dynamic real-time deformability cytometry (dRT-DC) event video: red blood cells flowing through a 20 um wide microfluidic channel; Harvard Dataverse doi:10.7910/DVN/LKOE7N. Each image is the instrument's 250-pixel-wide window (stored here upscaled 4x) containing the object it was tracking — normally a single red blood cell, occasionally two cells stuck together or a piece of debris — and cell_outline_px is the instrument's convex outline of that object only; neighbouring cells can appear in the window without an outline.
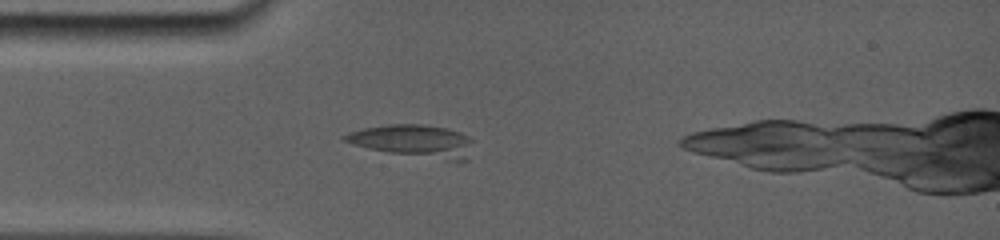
{"species": "common noctule bat (a hibernating species)", "species_latin": "Nyctalus noctula", "temperature_condition": "room temperature", "stored_images_in_passage": 15, "camera_frame_rate_fps": 5000, "um_per_image_px": 0.085, "animal": {"sex": "female", "body_mass_g": 19.0, "forearm_length_mm": 56.7}, "frame": {"image": 1, "passage_image": 11, "time_ms": 3.4, "image_size_px": [1000, 240], "cell_outline_px": [[464, 160], [456, 160], [392, 152], [372, 148], [356, 144], [344, 140], [344, 136], [352, 132], [368, 128], [392, 124], [420, 124], [444, 128], [456, 132], [464, 136]], "centroid_in_image_um": [35.01, 11.94], "position_along_channel_um": 50.0, "area_um2": 21.68}}
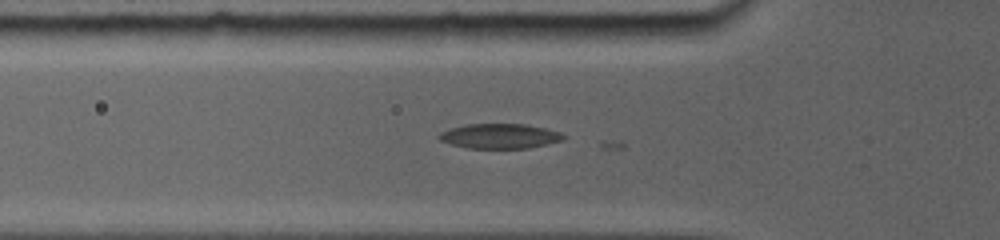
{"frame": {"image": 2, "passage_image": 14, "time_ms": 4.4, "image_size_px": [1000, 240], "cell_outline_px": [[564, 136], [560, 140], [528, 148], [468, 148], [452, 144], [440, 140], [440, 136], [444, 132], [452, 128], [468, 124], [524, 124], [544, 128], [556, 132]], "centroid_in_image_um": [42.45, 11.57], "position_along_channel_um": 83.3, "area_um2": 17.28}}